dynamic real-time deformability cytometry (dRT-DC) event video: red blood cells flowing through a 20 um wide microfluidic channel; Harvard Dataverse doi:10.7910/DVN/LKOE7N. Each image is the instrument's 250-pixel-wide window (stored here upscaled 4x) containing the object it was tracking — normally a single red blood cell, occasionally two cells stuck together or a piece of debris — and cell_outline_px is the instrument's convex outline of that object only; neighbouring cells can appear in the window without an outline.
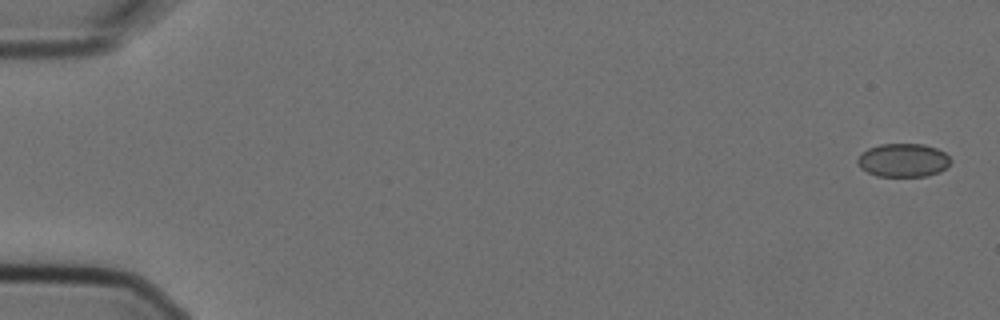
{"species": "Egyptian fruit bat (a non-hibernating species)", "species_latin": "Rousettus aegyptiacus", "temperature_condition": "cold", "stored_images_in_passage": 6, "segment_of_instrument_passage": [1, 2], "camera_frame_rate_fps": 3000, "um_per_image_px": 0.085, "animal": {"sex": "female"}, "frame": {"image": 1, "passage_image": 1, "time_ms": 0.0, "image_size_px": [1000, 320], "cell_outline_px": [[952, 160], [940, 172], [928, 176], [876, 176], [860, 168], [856, 160], [860, 152], [868, 148], [880, 144], [924, 144], [936, 148], [944, 152]], "centroid_in_image_um": [76.74, 13.61], "position_along_channel_um": 8.3, "area_um2": 18.26}}
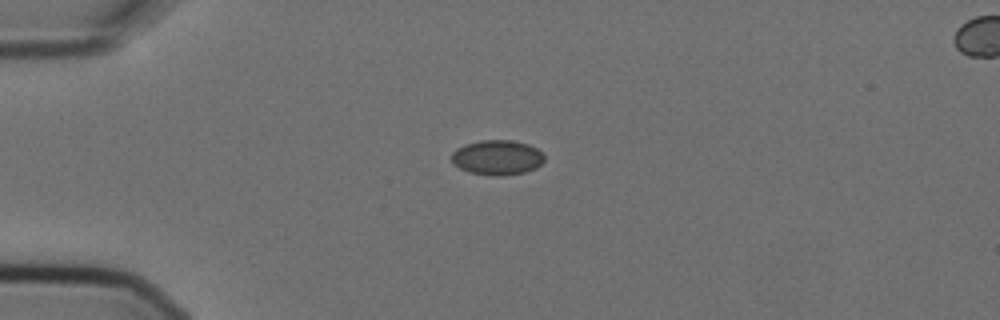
{"frame": {"image": 2, "passage_image": 4, "time_ms": 1.0, "image_size_px": [1000, 320], "cell_outline_px": [[544, 160], [536, 168], [524, 172], [504, 176], [492, 176], [468, 172], [452, 164], [452, 152], [456, 148], [464, 144], [480, 140], [512, 140], [528, 144], [536, 148], [544, 156]], "centroid_in_image_um": [42.23, 13.39], "position_along_channel_um": 42.8, "area_um2": 19.02}}